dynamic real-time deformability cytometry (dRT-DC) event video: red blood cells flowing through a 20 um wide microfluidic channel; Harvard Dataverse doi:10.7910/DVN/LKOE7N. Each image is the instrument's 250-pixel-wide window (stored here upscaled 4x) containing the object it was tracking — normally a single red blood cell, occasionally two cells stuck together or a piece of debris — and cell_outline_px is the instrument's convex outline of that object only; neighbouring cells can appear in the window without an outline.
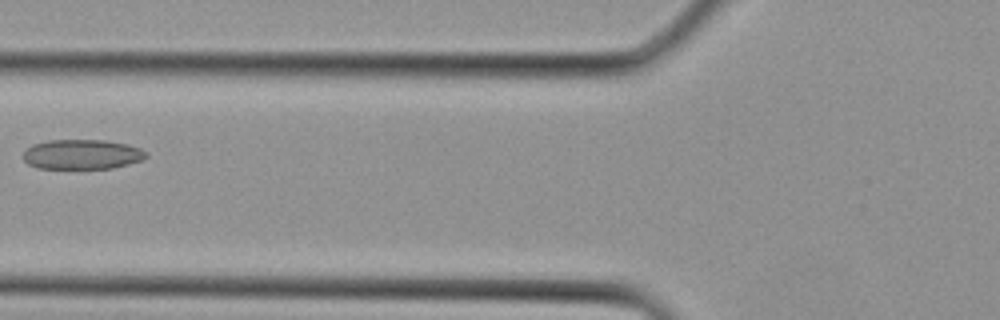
{"species": "Egyptian fruit bat (a non-hibernating species)", "species_latin": "Rousettus aegyptiacus", "temperature_condition": "cold", "stored_images_in_passage": 3, "camera_frame_rate_fps": 3000, "um_per_image_px": 0.085, "animal": {"sex": "female"}, "frame": {"image": 1, "passage_image": 3, "time_ms": 0.667, "image_size_px": [1000, 320], "cell_outline_px": [[148, 156], [140, 160], [128, 164], [112, 168], [36, 168], [28, 164], [24, 160], [24, 152], [32, 144], [48, 140], [104, 140], [128, 144], [140, 148], [148, 152]], "centroid_in_image_um": [6.98, 13.11], "position_along_channel_um": 118.8, "area_um2": 21.33}}